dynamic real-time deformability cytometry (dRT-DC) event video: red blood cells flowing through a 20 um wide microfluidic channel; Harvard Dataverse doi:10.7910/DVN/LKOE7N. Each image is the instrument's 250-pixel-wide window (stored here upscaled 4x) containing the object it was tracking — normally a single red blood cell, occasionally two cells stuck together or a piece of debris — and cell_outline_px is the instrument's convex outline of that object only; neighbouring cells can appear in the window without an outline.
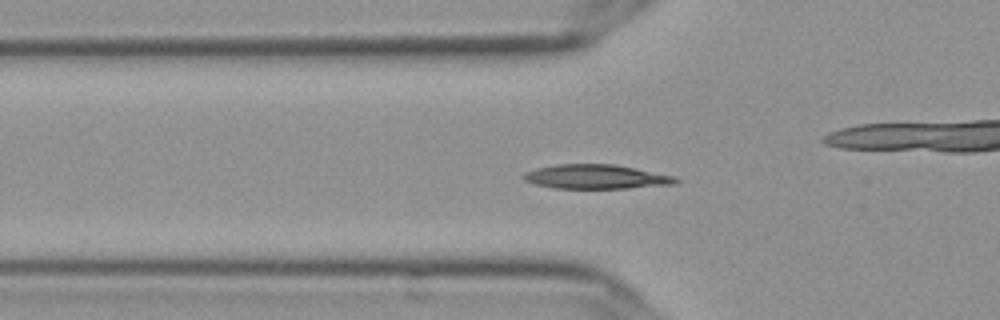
{"species": "Egyptian fruit bat (a non-hibernating species)", "species_latin": "Rousettus aegyptiacus", "temperature_condition": "cold", "stored_images_in_passage": 57, "camera_frame_rate_fps": 3000, "um_per_image_px": 0.085, "frame": {"image": 1, "passage_image": 20, "time_ms": 6.333, "image_size_px": [1000, 320], "cell_outline_px": [[680, 180], [676, 184], [628, 188], [552, 188], [536, 184], [524, 180], [524, 172], [536, 168], [556, 164], [616, 164], [636, 168], [672, 176]], "centroid_in_image_um": [50.66, 15.02], "position_along_channel_um": 75.1, "area_um2": 21.44}}
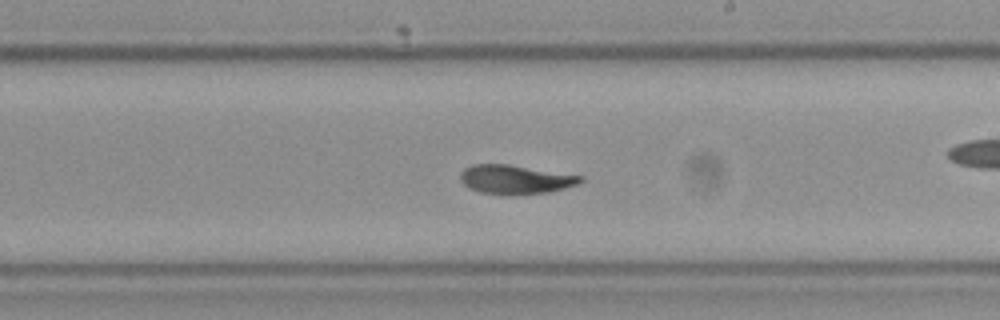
{"frame": {"image": 2, "passage_image": 34, "time_ms": 11.0, "image_size_px": [1000, 320], "cell_outline_px": [[584, 180], [576, 184], [564, 188], [548, 192], [512, 196], [500, 196], [480, 192], [468, 188], [460, 180], [460, 172], [464, 168], [472, 164], [508, 164], [584, 176]], "centroid_in_image_um": [43.76, 15.27], "position_along_channel_um": 245.2, "area_um2": 20.69}}
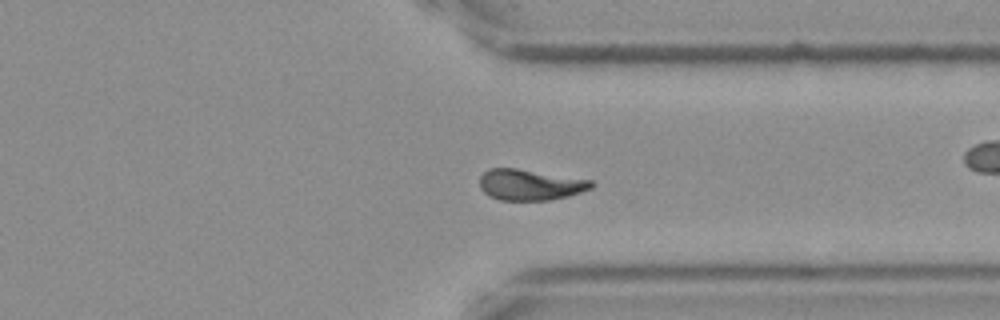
{"frame": {"image": 3, "passage_image": 44, "time_ms": 14.333, "image_size_px": [1000, 320], "cell_outline_px": [[596, 184], [592, 188], [568, 196], [552, 200], [500, 200], [488, 196], [480, 188], [480, 176], [488, 168], [516, 168], [592, 180]], "centroid_in_image_um": [45.06, 15.7], "position_along_channel_um": 366.3, "area_um2": 20.23}, "authors_computed_cell_mechanics": {"area_um2": 20.1144, "velocity_mm_per_s": 3.6328, "shape_relaxation_time_tau1_ms": 4.3747, "shape_relaxation_time_tau2_ms": 3.1091, "deformation_change_tau1": 0.1519, "deformation_change_tau2": 0.0765}}